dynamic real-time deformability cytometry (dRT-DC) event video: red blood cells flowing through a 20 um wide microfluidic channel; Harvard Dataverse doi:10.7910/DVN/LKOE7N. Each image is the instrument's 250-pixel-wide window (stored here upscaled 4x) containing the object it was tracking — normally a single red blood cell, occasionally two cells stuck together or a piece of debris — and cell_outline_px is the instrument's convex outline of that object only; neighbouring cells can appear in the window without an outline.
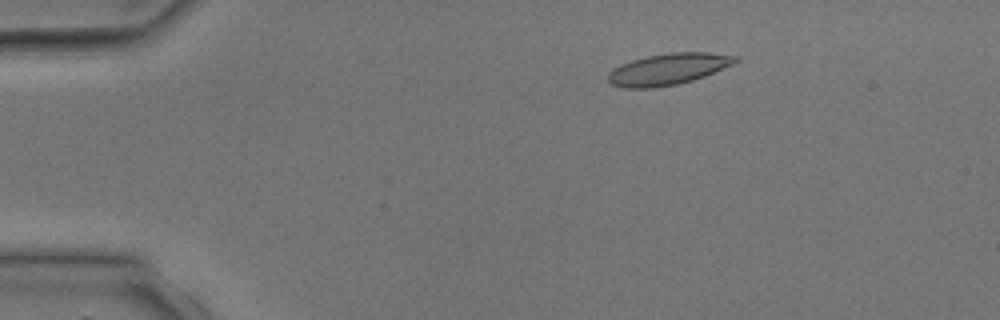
{"species": "common noctule bat (a hibernating species)", "species_latin": "Nyctalus noctula", "temperature_condition": "room temperature", "stored_images_in_passage": 3, "camera_frame_rate_fps": 3000, "um_per_image_px": 0.085, "animal": {"sex": "male", "body_mass_g": 17.9, "forearm_length_mm": 54.2}, "frame": {"image": 1, "passage_image": 3, "time_ms": 3.0, "image_size_px": [1000, 320], "cell_outline_px": [[740, 60], [736, 64], [704, 76], [692, 80], [676, 84], [652, 88], [624, 88], [612, 84], [608, 80], [608, 72], [612, 68], [620, 64], [632, 60], [648, 56], [672, 52], [708, 52], [740, 56]], "centroid_in_image_um": [56.84, 5.86], "position_along_channel_um": 28.2, "area_um2": 23.47}}